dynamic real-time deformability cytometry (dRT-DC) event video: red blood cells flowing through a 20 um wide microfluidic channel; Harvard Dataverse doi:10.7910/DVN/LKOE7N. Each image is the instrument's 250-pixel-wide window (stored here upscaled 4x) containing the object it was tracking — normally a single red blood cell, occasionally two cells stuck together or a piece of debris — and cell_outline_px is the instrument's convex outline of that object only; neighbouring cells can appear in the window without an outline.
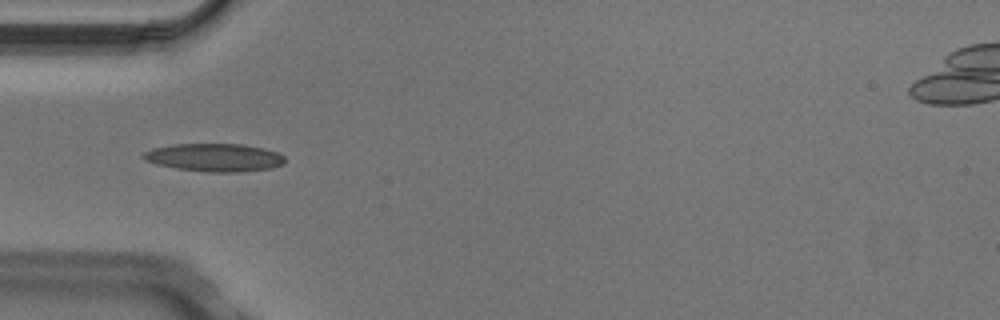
{"species": "Egyptian fruit bat (a non-hibernating species)", "species_latin": "Rousettus aegyptiacus", "temperature_condition": "cold", "stored_images_in_passage": 6, "camera_frame_rate_fps": 3000, "um_per_image_px": 0.085, "animal": {"sex": "male"}, "frame": {"image": 1, "passage_image": 3, "time_ms": 0.667, "image_size_px": [1000, 320], "cell_outline_px": [[284, 164], [272, 168], [240, 172], [208, 172], [176, 168], [156, 164], [144, 160], [140, 156], [144, 152], [152, 148], [172, 144], [240, 144], [264, 148], [280, 152], [284, 156]], "centroid_in_image_um": [18.23, 13.38], "position_along_channel_um": 66.8, "area_um2": 23.29}}
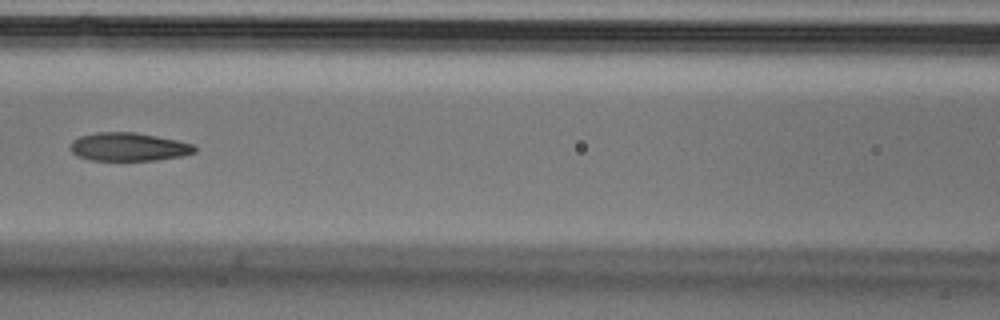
{"frame": {"image": 2, "passage_image": 5, "time_ms": 1.333, "image_size_px": [1000, 320], "cell_outline_px": [[196, 152], [184, 156], [156, 160], [92, 160], [76, 156], [72, 152], [72, 140], [80, 136], [96, 132], [136, 132], [176, 140], [192, 144], [196, 148]], "centroid_in_image_um": [10.94, 12.48], "position_along_channel_um": 155.7, "area_um2": 20.46}}
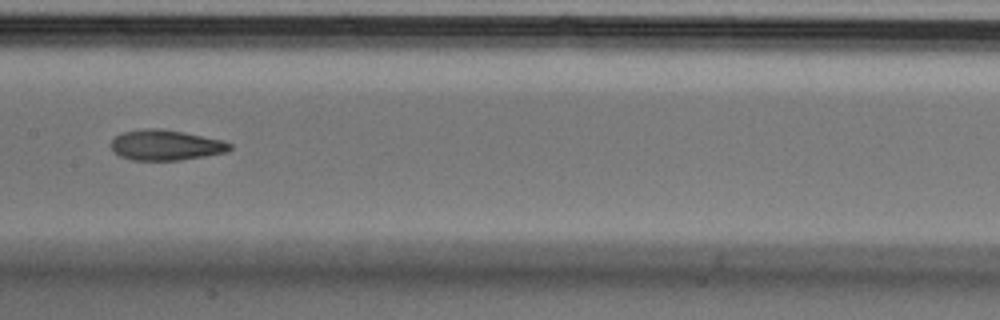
{"frame": {"image": 3, "passage_image": 6, "time_ms": 1.667, "image_size_px": [1000, 320], "cell_outline_px": [[232, 148], [228, 152], [180, 160], [132, 160], [120, 156], [112, 152], [112, 140], [120, 132], [144, 128], [160, 128], [184, 132], [220, 140], [232, 144]], "centroid_in_image_um": [14.06, 12.33], "position_along_channel_um": 193.3, "area_um2": 21.1}}